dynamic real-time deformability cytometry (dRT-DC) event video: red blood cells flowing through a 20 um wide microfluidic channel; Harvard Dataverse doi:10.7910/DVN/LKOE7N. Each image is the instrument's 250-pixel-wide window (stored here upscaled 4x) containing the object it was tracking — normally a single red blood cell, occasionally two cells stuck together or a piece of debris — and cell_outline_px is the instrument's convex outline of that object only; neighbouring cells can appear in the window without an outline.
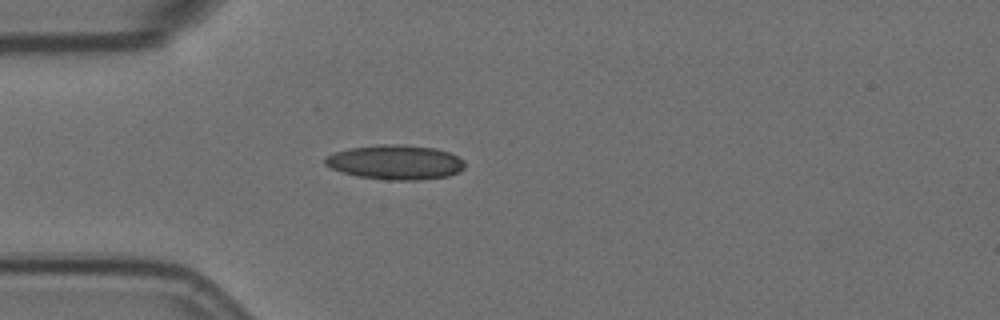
{"species": "Egyptian fruit bat (a non-hibernating species)", "species_latin": "Rousettus aegyptiacus", "temperature_condition": "room temperature", "stored_images_in_passage": 39, "camera_frame_rate_fps": 3000, "um_per_image_px": 0.085, "animal": {"sex": "female"}, "frame": {"image": 1, "passage_image": 1, "time_ms": 0.0, "image_size_px": [1000, 320], "cell_outline_px": [[464, 168], [460, 172], [448, 176], [420, 180], [388, 180], [356, 176], [332, 168], [324, 164], [324, 156], [348, 148], [380, 144], [396, 144], [432, 148], [448, 152], [464, 160]], "centroid_in_image_um": [33.6, 13.79], "position_along_channel_um": 51.4, "area_um2": 28.09}}
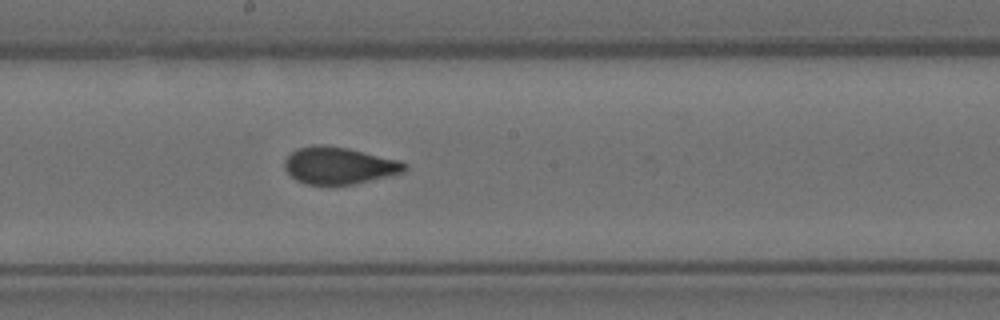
{"frame": {"image": 2, "passage_image": 16, "time_ms": 5.0, "image_size_px": [1000, 320], "cell_outline_px": [[408, 168], [404, 172], [356, 184], [304, 184], [296, 180], [284, 168], [284, 160], [296, 148], [312, 144], [324, 144], [348, 148], [400, 160], [408, 164]], "centroid_in_image_um": [28.82, 14.06], "position_along_channel_um": 219.4, "area_um2": 26.13}}
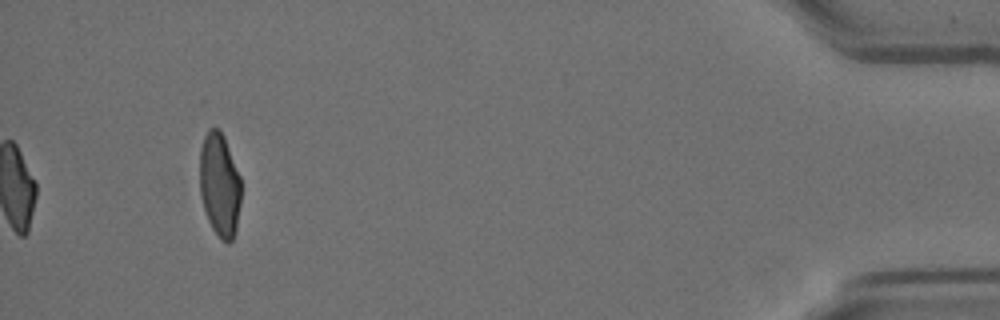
{"frame": {"image": 3, "passage_image": 39, "time_ms": 12.667, "image_size_px": [1000, 320], "cell_outline_px": [[240, 204], [236, 228], [232, 240], [228, 244], [220, 240], [212, 228], [208, 220], [200, 196], [200, 148], [204, 136], [208, 128], [220, 128], [224, 136], [240, 176]], "centroid_in_image_um": [18.66, 15.7], "position_along_channel_um": 416.5, "area_um2": 25.14}, "authors_computed_cell_mechanics": {"area_um2": 26.1256, "velocity_mm_per_s": 3.5241, "shape_relaxation_time_tau1_ms": 8.3095, "shape_relaxation_time_tau2_ms": 0.9393, "deformation_change_tau1": 0.1988, "deformation_change_tau2": 0.0621}}